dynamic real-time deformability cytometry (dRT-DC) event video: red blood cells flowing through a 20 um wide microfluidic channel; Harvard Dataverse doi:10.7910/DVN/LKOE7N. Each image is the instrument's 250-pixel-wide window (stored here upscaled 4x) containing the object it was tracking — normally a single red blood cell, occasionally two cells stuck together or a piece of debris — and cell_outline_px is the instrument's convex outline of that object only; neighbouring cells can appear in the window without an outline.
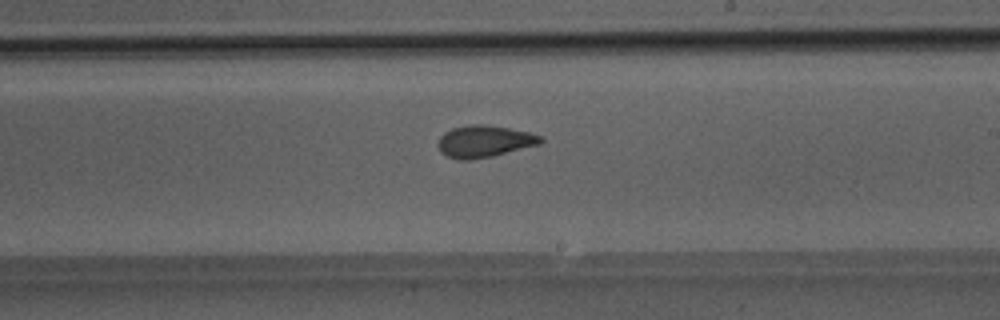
{"species": "Egyptian fruit bat (a non-hibernating species)", "species_latin": "Rousettus aegyptiacus", "temperature_condition": "room temperature", "stored_images_in_passage": 27, "camera_frame_rate_fps": 3000, "um_per_image_px": 0.085, "animal": {"sex": "male"}, "frame": {"image": 1, "passage_image": 16, "time_ms": 5.0, "image_size_px": [1000, 320], "cell_outline_px": [[544, 140], [540, 144], [492, 156], [468, 160], [460, 160], [448, 156], [440, 152], [436, 144], [440, 136], [444, 132], [452, 128], [468, 124], [480, 124], [508, 128], [528, 132], [544, 136]], "centroid_in_image_um": [41.15, 12.01], "position_along_channel_um": 247.9, "area_um2": 19.13}}